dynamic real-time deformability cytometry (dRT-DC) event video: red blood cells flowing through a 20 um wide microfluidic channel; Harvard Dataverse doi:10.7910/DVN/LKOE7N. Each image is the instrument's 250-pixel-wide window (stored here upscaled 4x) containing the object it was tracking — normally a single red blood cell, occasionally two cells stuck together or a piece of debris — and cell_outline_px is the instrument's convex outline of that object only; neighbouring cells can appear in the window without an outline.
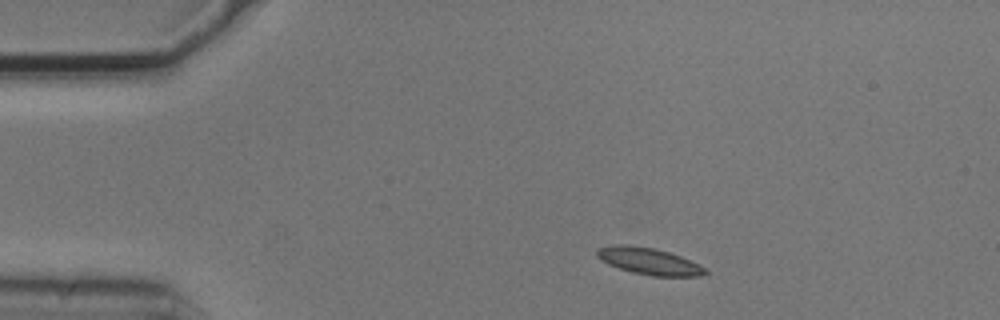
{"species": "common noctule bat (a hibernating species)", "species_latin": "Nyctalus noctula", "temperature_condition": "cold", "stored_images_in_passage": 4, "camera_frame_rate_fps": 3000, "um_per_image_px": 0.085, "animal": {"sex": "male", "body_mass_g": 20.5, "forearm_length_mm": 52.5}, "frame": {"image": 1, "passage_image": 1, "time_ms": 0.0, "image_size_px": [1000, 320], "cell_outline_px": [[708, 272], [704, 276], [652, 276], [632, 272], [608, 264], [600, 260], [596, 256], [596, 248], [612, 244], [628, 244], [656, 248], [680, 256], [704, 268]], "centroid_in_image_um": [55.09, 22.18], "position_along_channel_um": 29.9, "area_um2": 16.94}}
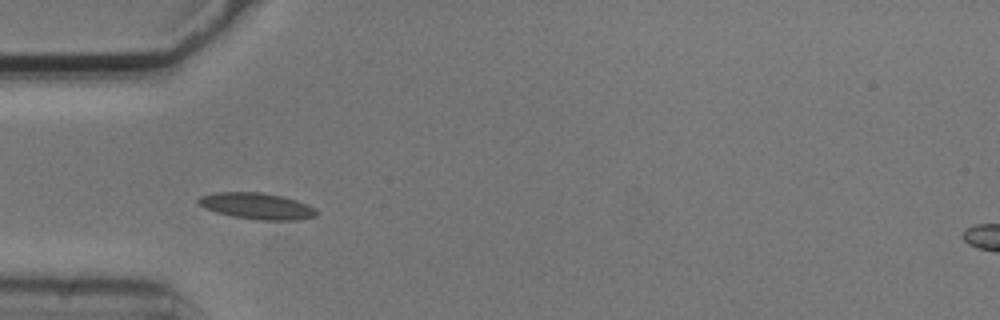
{"frame": {"image": 2, "passage_image": 3, "time_ms": 0.667, "image_size_px": [1000, 320], "cell_outline_px": [[316, 216], [296, 220], [260, 220], [236, 216], [216, 212], [204, 208], [196, 200], [200, 196], [216, 192], [260, 192], [280, 196], [296, 200], [308, 204], [316, 208]], "centroid_in_image_um": [21.84, 17.5], "position_along_channel_um": 63.2, "area_um2": 17.92}}
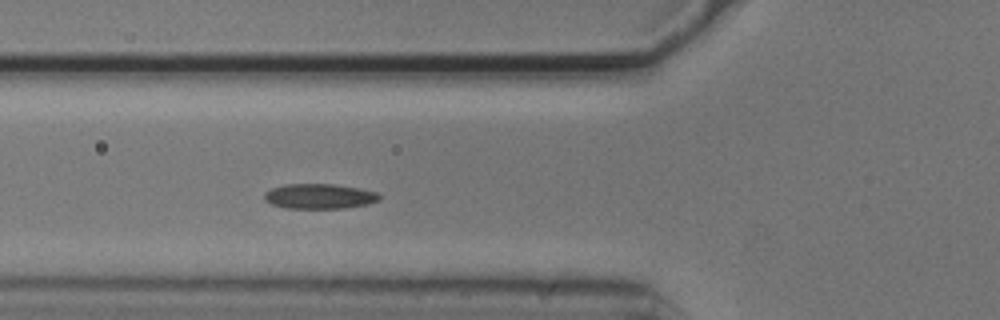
{"frame": {"image": 3, "passage_image": 4, "time_ms": 1.0, "image_size_px": [1000, 320], "cell_outline_px": [[380, 200], [368, 204], [344, 208], [284, 208], [272, 204], [264, 200], [264, 192], [272, 188], [284, 184], [336, 184], [360, 188], [376, 192], [380, 196]], "centroid_in_image_um": [27.14, 16.68], "position_along_channel_um": 98.7, "area_um2": 16.88}}